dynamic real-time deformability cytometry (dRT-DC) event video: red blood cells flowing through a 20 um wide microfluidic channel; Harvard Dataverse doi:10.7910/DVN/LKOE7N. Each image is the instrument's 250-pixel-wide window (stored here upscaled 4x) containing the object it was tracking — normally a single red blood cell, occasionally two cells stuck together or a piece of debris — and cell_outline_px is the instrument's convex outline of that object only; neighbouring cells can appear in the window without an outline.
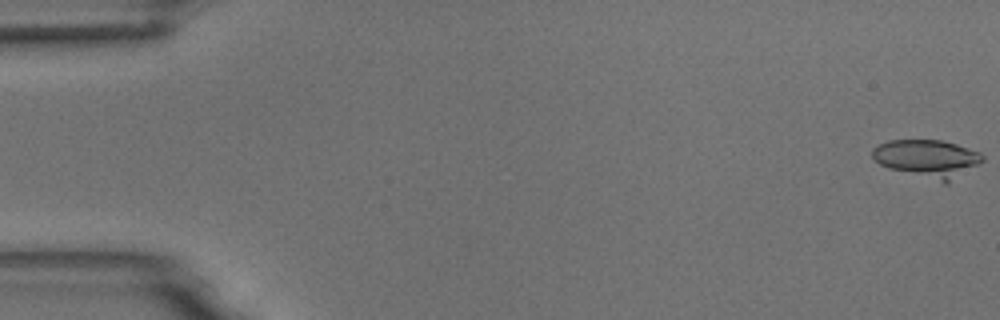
{"species": "common noctule bat (a hibernating species)", "species_latin": "Nyctalus noctula", "temperature_condition": "room temperature", "stored_images_in_passage": 20, "camera_frame_rate_fps": 3000, "um_per_image_px": 0.085, "animal": {"sex": "male", "body_mass_g": 18.8}, "frame": {"image": 1, "passage_image": 1, "time_ms": 0.0, "image_size_px": [1000, 320], "cell_outline_px": [[984, 160], [948, 184], [944, 184], [888, 168], [880, 164], [872, 156], [872, 148], [888, 140], [940, 140], [956, 144], [980, 152], [984, 156]], "centroid_in_image_um": [78.84, 13.49], "position_along_channel_um": 6.2, "area_um2": 24.33}}
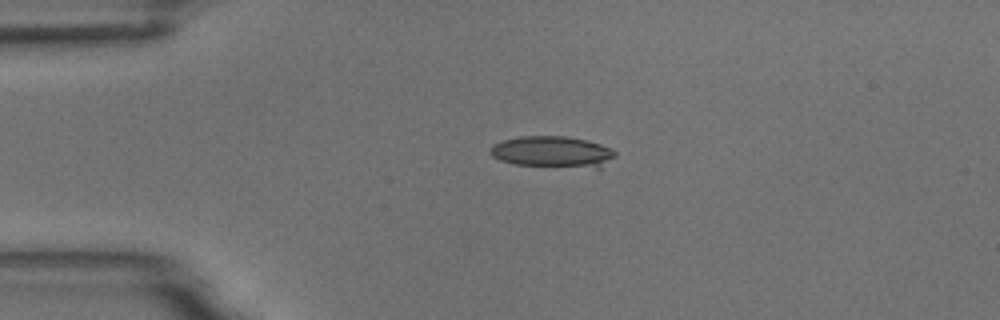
{"frame": {"image": 2, "passage_image": 13, "time_ms": 4.0, "image_size_px": [1000, 320], "cell_outline_px": [[616, 156], [600, 168], [596, 168], [516, 164], [500, 160], [492, 156], [488, 152], [488, 148], [492, 144], [504, 140], [520, 136], [564, 136], [588, 140], [600, 144], [616, 152]], "centroid_in_image_um": [46.94, 12.9], "position_along_channel_um": 38.1, "area_um2": 22.77}}